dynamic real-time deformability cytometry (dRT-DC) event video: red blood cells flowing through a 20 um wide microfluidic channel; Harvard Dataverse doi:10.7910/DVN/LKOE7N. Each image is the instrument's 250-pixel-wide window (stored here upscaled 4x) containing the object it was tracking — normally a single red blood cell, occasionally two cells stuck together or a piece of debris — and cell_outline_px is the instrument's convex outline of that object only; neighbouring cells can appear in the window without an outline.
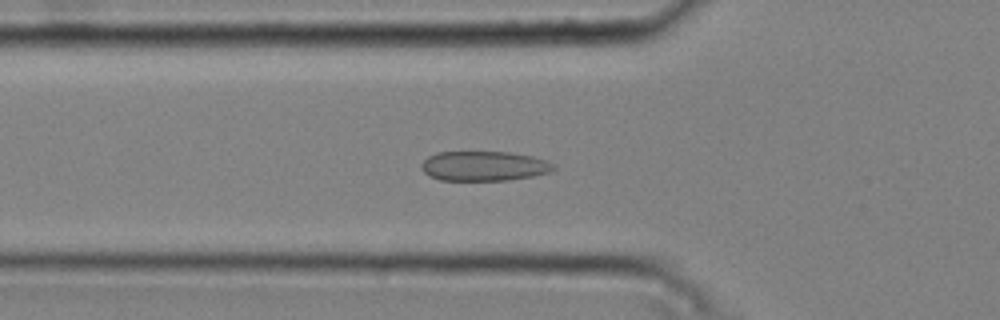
{"species": "common noctule bat (a hibernating species)", "species_latin": "Nyctalus noctula", "temperature_condition": "cold", "stored_images_in_passage": 51, "camera_frame_rate_fps": 3000, "um_per_image_px": 0.085, "animal": {"sex": "male", "body_mass_g": 20.4}, "frame": {"image": 1, "passage_image": 18, "time_ms": 5.667, "image_size_px": [1000, 320], "cell_outline_px": [[556, 168], [552, 172], [532, 176], [508, 180], [440, 180], [428, 176], [420, 168], [420, 164], [428, 156], [436, 152], [508, 152], [532, 156], [548, 160], [556, 164]], "centroid_in_image_um": [41.15, 14.11], "position_along_channel_um": 84.6, "area_um2": 23.18}}
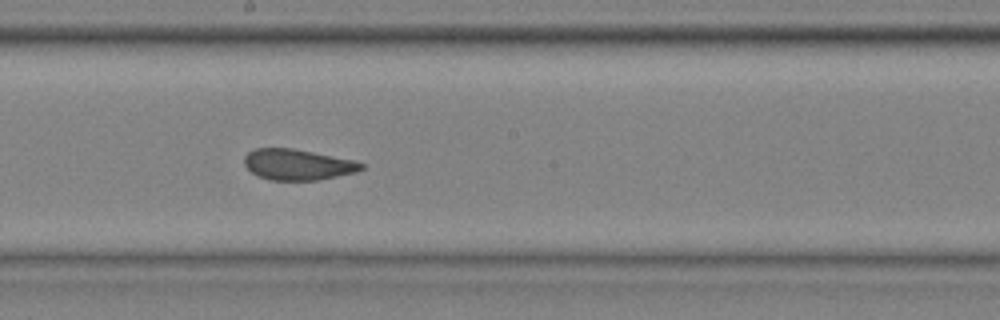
{"frame": {"image": 2, "passage_image": 29, "time_ms": 9.333, "image_size_px": [1000, 320], "cell_outline_px": [[364, 168], [356, 172], [320, 180], [272, 180], [256, 176], [244, 164], [244, 156], [248, 152], [256, 148], [292, 148], [356, 160], [364, 164]], "centroid_in_image_um": [25.31, 13.99], "position_along_channel_um": 222.9, "area_um2": 21.15}}
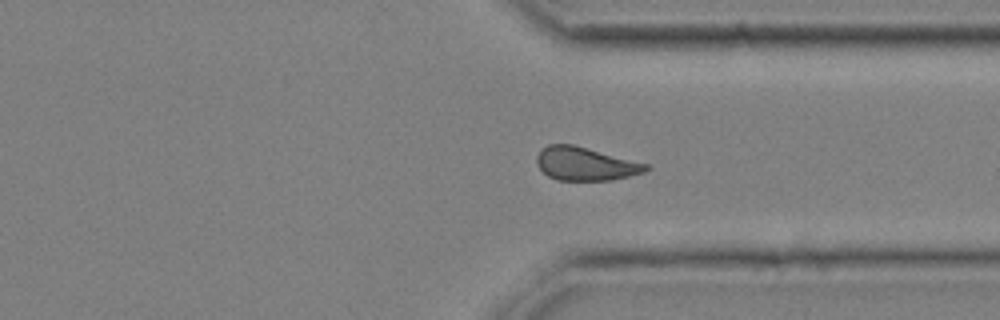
{"frame": {"image": 3, "passage_image": 40, "time_ms": 13.0, "image_size_px": [1000, 320], "cell_outline_px": [[652, 168], [644, 172], [612, 180], [556, 180], [548, 176], [536, 164], [536, 156], [540, 148], [548, 144], [572, 144], [648, 164]], "centroid_in_image_um": [49.73, 13.92], "position_along_channel_um": 361.7, "area_um2": 21.21}, "authors_computed_cell_mechanics": {"area_um2": 22.0796, "velocity_mm_per_s": 3.7622, "shape_relaxation_time_tau1_ms": 11.1824, "shape_relaxation_time_tau2_ms": 0.8436, "deformation_change_tau1": 0.1787, "deformation_change_tau2": 0.0718}}